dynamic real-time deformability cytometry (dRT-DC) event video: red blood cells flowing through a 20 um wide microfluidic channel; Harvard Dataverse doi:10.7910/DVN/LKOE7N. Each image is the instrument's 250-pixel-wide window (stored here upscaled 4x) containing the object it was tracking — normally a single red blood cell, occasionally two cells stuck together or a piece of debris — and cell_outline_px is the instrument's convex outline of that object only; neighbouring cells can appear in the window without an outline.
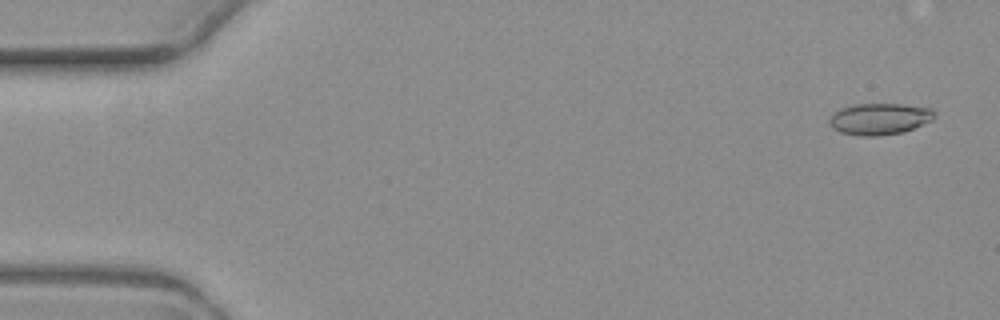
{"species": "common noctule bat (a hibernating species)", "species_latin": "Nyctalus noctula", "temperature_condition": "warm", "stored_images_in_passage": 6, "camera_frame_rate_fps": 3000, "um_per_image_px": 0.085, "animal": {"sex": "female", "body_mass_g": 19.3, "forearm_length_mm": 54.1}, "frame": {"image": 1, "passage_image": 1, "time_ms": 0.0, "image_size_px": [1000, 320], "cell_outline_px": [[936, 116], [932, 120], [904, 132], [876, 136], [860, 136], [840, 132], [832, 128], [828, 124], [828, 120], [840, 108], [852, 104], [904, 104], [932, 108], [936, 112]], "centroid_in_image_um": [74.77, 10.1], "position_along_channel_um": 10.2, "area_um2": 19.48}}